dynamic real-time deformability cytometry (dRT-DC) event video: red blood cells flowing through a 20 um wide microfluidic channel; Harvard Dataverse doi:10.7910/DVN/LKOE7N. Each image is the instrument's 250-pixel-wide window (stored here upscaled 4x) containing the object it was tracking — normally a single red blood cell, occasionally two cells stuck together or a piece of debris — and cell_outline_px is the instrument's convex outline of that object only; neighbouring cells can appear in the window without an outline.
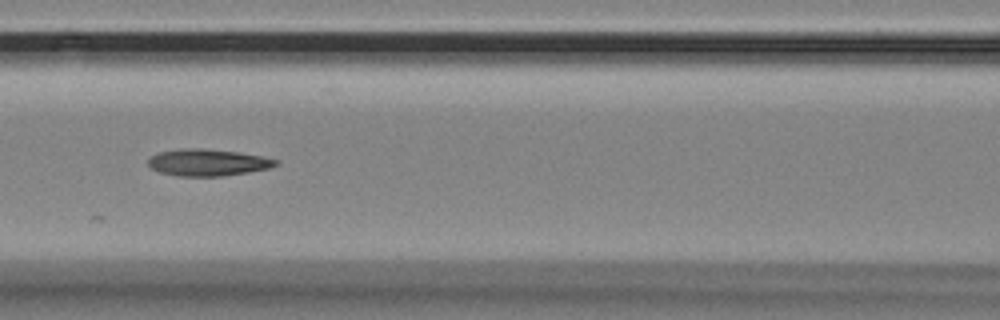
{"species": "Egyptian fruit bat (a non-hibernating species)", "species_latin": "Rousettus aegyptiacus", "temperature_condition": "room temperature", "stored_images_in_passage": 27, "camera_frame_rate_fps": 3000, "um_per_image_px": 0.085, "animal": {"sex": "female"}, "frame": {"image": 1, "passage_image": 11, "time_ms": 3.333, "image_size_px": [1000, 320], "cell_outline_px": [[280, 164], [268, 168], [248, 172], [224, 176], [180, 176], [160, 172], [152, 168], [148, 164], [148, 156], [156, 152], [180, 148], [204, 148], [236, 152], [260, 156], [280, 160]], "centroid_in_image_um": [17.63, 13.8], "position_along_channel_um": 149.0, "area_um2": 20.06}}
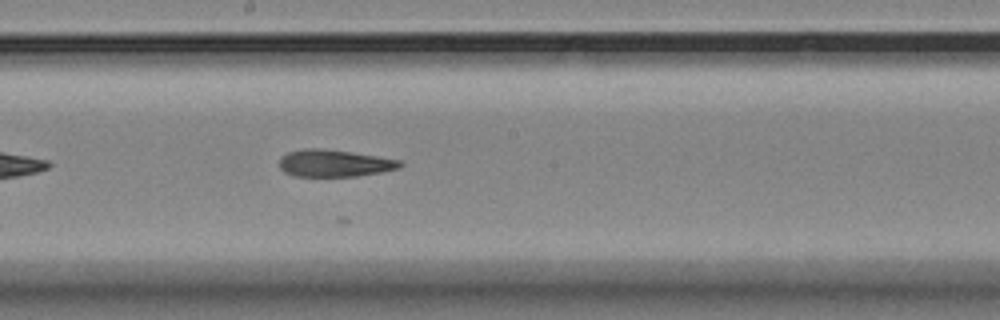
{"frame": {"image": 2, "passage_image": 17, "time_ms": 5.333, "image_size_px": [1000, 320], "cell_outline_px": [[404, 164], [400, 168], [380, 172], [356, 176], [292, 176], [284, 172], [280, 168], [280, 156], [288, 152], [304, 148], [320, 148], [376, 156], [400, 160]], "centroid_in_image_um": [28.39, 13.88], "position_along_channel_um": 219.8, "area_um2": 18.96}}
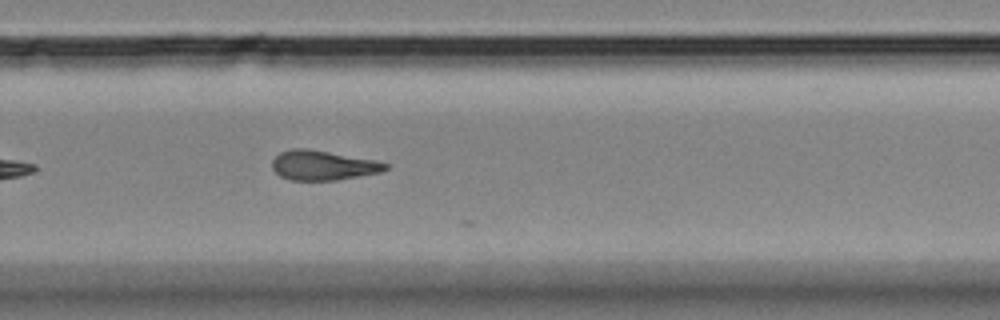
{"frame": {"image": 3, "passage_image": 24, "time_ms": 7.667, "image_size_px": [1000, 320], "cell_outline_px": [[388, 168], [380, 172], [336, 180], [288, 180], [280, 176], [272, 168], [272, 160], [280, 152], [292, 148], [308, 148], [376, 160], [388, 164]], "centroid_in_image_um": [27.42, 14.04], "position_along_channel_um": 302.4, "area_um2": 19.59}}